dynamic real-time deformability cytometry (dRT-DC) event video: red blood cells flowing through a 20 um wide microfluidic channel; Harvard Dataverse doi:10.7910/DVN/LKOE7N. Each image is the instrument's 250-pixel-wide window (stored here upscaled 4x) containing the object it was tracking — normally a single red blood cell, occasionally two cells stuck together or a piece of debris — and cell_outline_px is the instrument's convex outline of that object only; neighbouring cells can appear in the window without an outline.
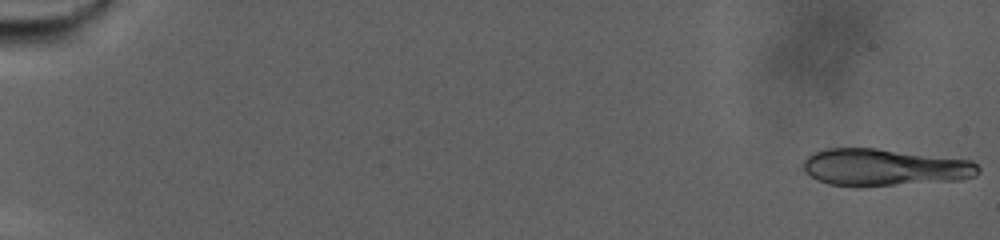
{"species": "human", "species_latin": "Homo sapiens", "temperature_condition": "warm", "stored_images_in_passage": 89, "camera_frame_rate_fps": 3000, "um_per_image_px": 0.085, "donor": {"sex": "male"}, "frame": {"image": 1, "passage_image": 1, "time_ms": 0.0, "image_size_px": [1000, 240], "cell_outline_px": [[980, 172], [976, 176], [960, 180], [856, 188], [828, 184], [804, 172], [804, 160], [808, 156], [816, 152], [828, 148], [876, 148], [972, 160], [980, 168]], "centroid_in_image_um": [75.2, 14.24], "position_along_channel_um": 9.8, "area_um2": 38.26}}
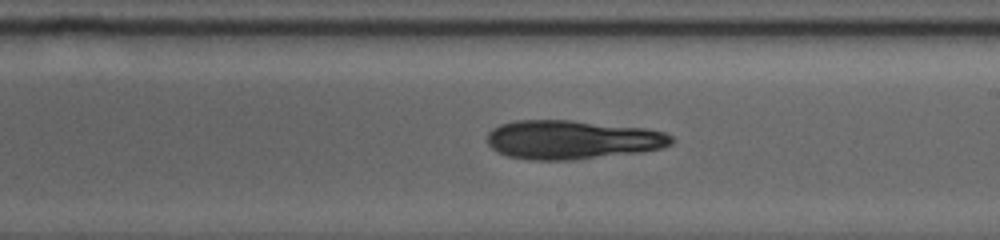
{"frame": {"image": 2, "passage_image": 55, "time_ms": 18.0, "image_size_px": [1000, 240], "cell_outline_px": [[672, 144], [660, 148], [640, 152], [568, 160], [532, 160], [508, 156], [496, 152], [488, 144], [488, 132], [492, 128], [500, 124], [516, 120], [572, 120], [644, 128], [664, 132], [672, 136]], "centroid_in_image_um": [48.59, 11.87], "position_along_channel_um": 240.4, "area_um2": 41.67}}
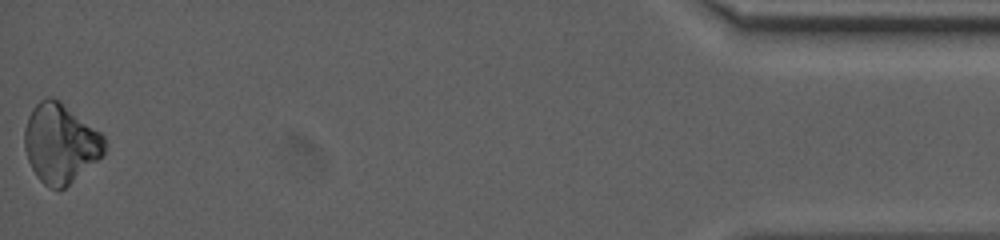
{"frame": {"image": 3, "passage_image": 89, "time_ms": 29.333, "image_size_px": [1000, 240], "cell_outline_px": [[104, 152], [96, 160], [64, 188], [48, 188], [36, 176], [28, 160], [24, 148], [24, 128], [28, 116], [32, 108], [40, 100], [48, 96], [52, 96], [60, 100], [100, 132], [104, 136]], "centroid_in_image_um": [5.09, 12.14], "position_along_channel_um": 430.1, "area_um2": 36.65}, "authors_computed_cell_mechanics": {"area_um2": 39.882, "velocity_mm_per_s": 2.3731, "shape_relaxation_time_tau1_ms": 7.5509, "shape_relaxation_time_tau2_ms": null, "deformation_change_tau1": 0.1404, "deformation_change_tau2": null}}